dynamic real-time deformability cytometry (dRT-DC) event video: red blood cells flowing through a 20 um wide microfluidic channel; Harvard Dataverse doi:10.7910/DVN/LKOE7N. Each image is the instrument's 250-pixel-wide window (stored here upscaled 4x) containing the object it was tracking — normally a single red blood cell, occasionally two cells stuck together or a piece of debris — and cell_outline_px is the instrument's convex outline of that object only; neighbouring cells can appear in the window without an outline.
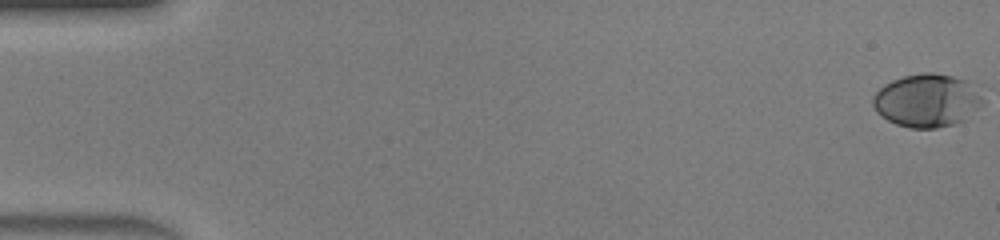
{"species": "human", "species_latin": "Homo sapiens", "temperature_condition": "warm", "stored_images_in_passage": 39, "camera_frame_rate_fps": 3000, "um_per_image_px": 0.085, "donor": {"sex": "male"}, "frame": {"image": 1, "passage_image": 1, "time_ms": 0.0, "image_size_px": [1000, 240], "cell_outline_px": [[984, 104], [964, 120], [952, 124], [936, 128], [912, 128], [896, 124], [888, 120], [876, 112], [872, 104], [872, 96], [884, 84], [892, 80], [904, 76], [924, 72], [932, 72], [952, 76], [964, 80], [980, 96]], "centroid_in_image_um": [78.74, 8.55], "position_along_channel_um": 6.3, "area_um2": 33.64}}
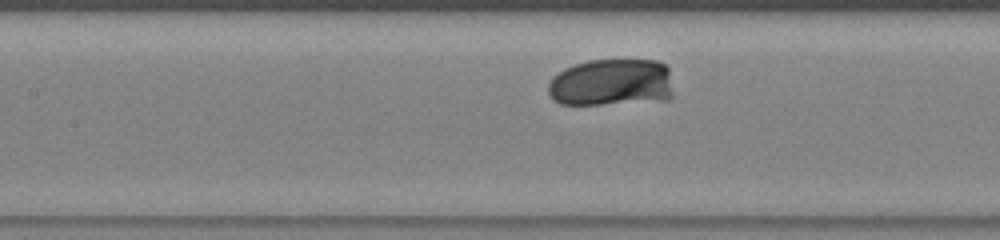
{"frame": {"image": 2, "passage_image": 23, "time_ms": 7.333, "image_size_px": [1000, 240], "cell_outline_px": [[672, 96], [668, 100], [600, 104], [560, 104], [552, 100], [548, 92], [548, 84], [552, 76], [564, 68], [588, 60], [656, 60], [664, 64], [668, 68], [672, 92]], "centroid_in_image_um": [51.95, 7.02], "position_along_channel_um": 155.5, "area_um2": 34.74}}
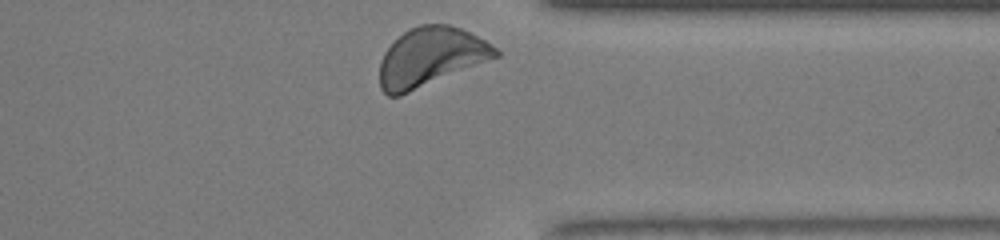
{"frame": {"image": 3, "passage_image": 39, "time_ms": 12.667, "image_size_px": [1000, 240], "cell_outline_px": [[500, 56], [400, 96], [388, 96], [380, 88], [380, 60], [384, 52], [404, 32], [420, 24], [448, 24], [460, 28], [484, 40], [496, 48], [500, 52]], "centroid_in_image_um": [36.59, 4.86], "position_along_channel_um": 374.8, "area_um2": 39.36}, "authors_computed_cell_mechanics": {"area_um2": 34.4488, "velocity_mm_per_s": 4.1925, "shape_relaxation_time_tau1_ms": 0.7704, "shape_relaxation_time_tau2_ms": null, "deformation_change_tau1": 0.0751, "deformation_change_tau2": null}}